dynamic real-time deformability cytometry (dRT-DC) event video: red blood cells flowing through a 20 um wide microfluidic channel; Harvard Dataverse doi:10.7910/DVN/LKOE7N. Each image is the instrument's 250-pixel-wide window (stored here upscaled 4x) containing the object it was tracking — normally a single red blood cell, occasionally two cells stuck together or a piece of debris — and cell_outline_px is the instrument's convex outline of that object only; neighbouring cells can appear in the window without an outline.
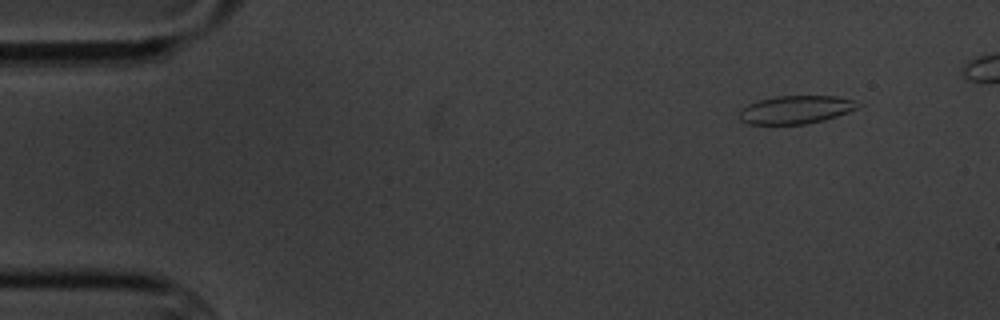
{"species": "common noctule bat (a hibernating species)", "species_latin": "Nyctalus noctula", "temperature_condition": "cold", "stored_images_in_passage": 5, "camera_frame_rate_fps": 3000, "um_per_image_px": 0.085, "animal": {"sex": "male", "body_mass_g": 20.1, "forearm_length_mm": 53.5}, "frame": {"image": 1, "passage_image": 2, "time_ms": 1.0, "image_size_px": [1000, 320], "cell_outline_px": [[860, 104], [856, 108], [848, 112], [824, 120], [804, 124], [748, 124], [740, 120], [740, 108], [748, 104], [760, 100], [776, 96], [836, 96], [852, 100]], "centroid_in_image_um": [67.61, 9.32], "position_along_channel_um": 17.4, "area_um2": 19.25}}